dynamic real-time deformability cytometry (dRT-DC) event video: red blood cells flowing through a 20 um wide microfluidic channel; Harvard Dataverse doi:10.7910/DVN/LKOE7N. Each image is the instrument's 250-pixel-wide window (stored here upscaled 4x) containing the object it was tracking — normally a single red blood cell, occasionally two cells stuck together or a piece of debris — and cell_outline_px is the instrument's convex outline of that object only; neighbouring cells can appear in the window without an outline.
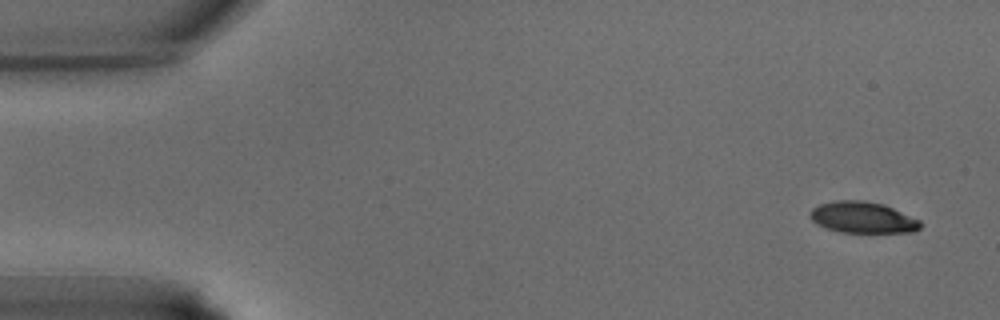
{"species": "common noctule bat (a hibernating species)", "species_latin": "Nyctalus noctula", "temperature_condition": "warm", "stored_images_in_passage": 36, "camera_frame_rate_fps": 3000, "um_per_image_px": 0.085, "animal": {"sex": "male", "body_mass_g": 15.6}, "frame": {"image": 1, "passage_image": 1, "time_ms": 0.0, "image_size_px": [1000, 320], "cell_outline_px": [[920, 228], [912, 232], [840, 232], [824, 228], [816, 224], [808, 216], [808, 212], [812, 208], [820, 204], [836, 200], [864, 200], [884, 204], [920, 220]], "centroid_in_image_um": [73.27, 18.47], "position_along_channel_um": 11.7, "area_um2": 20.23}}
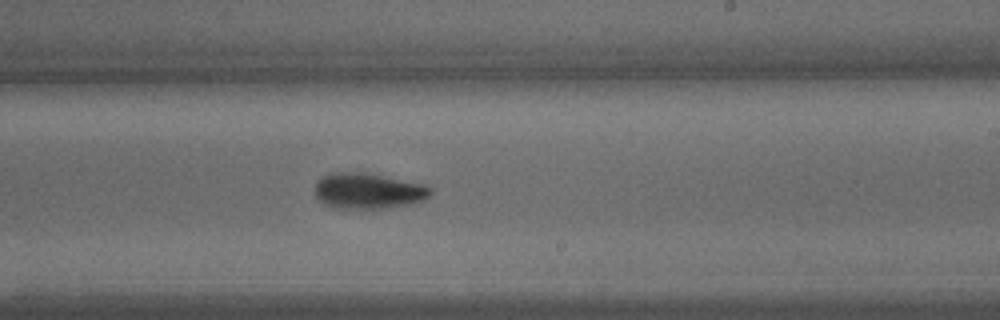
{"frame": {"image": 2, "passage_image": 21, "time_ms": 6.667, "image_size_px": [1000, 320], "cell_outline_px": [[432, 192], [424, 200], [412, 204], [392, 208], [332, 208], [324, 204], [316, 196], [316, 180], [332, 172], [364, 172], [424, 184], [432, 188]], "centroid_in_image_um": [31.31, 16.23], "position_along_channel_um": 257.7, "area_um2": 24.22}}
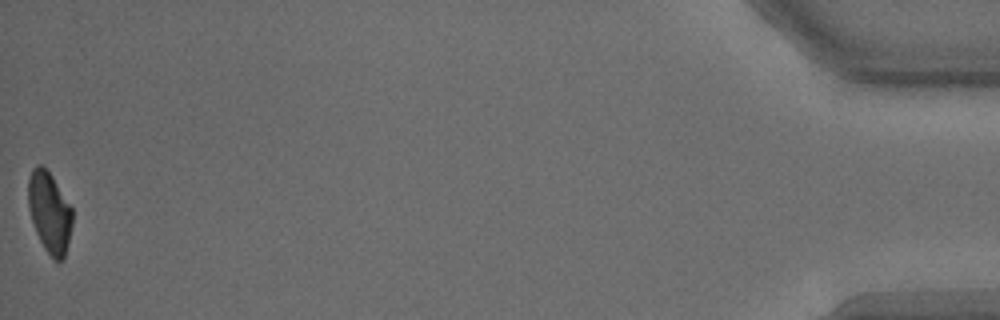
{"frame": {"image": 3, "passage_image": 36, "time_ms": 11.667, "image_size_px": [1000, 320], "cell_outline_px": [[72, 224], [64, 256], [60, 260], [56, 260], [44, 248], [36, 232], [28, 208], [28, 176], [32, 168], [36, 164], [40, 164], [52, 176], [72, 208]], "centroid_in_image_um": [4.18, 17.99], "position_along_channel_um": 431.0, "area_um2": 20.46}}